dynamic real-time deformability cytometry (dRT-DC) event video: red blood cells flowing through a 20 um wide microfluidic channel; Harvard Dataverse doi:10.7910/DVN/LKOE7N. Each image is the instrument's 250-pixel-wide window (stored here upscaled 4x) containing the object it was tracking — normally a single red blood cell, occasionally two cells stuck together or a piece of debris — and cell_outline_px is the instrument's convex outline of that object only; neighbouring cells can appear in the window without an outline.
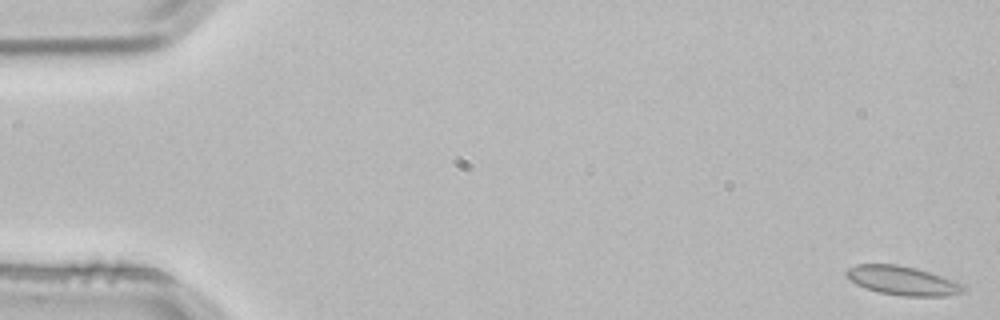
{"species": "common noctule bat (a hibernating species)", "species_latin": "Nyctalus noctula", "temperature_condition": "room temperature", "stored_images_in_passage": 3, "camera_frame_rate_fps": 3000, "um_per_image_px": 0.085, "animal": {"sex": "male", "body_mass_g": 21.5, "forearm_length_mm": 52.0}, "frame": {"image": 1, "passage_image": 1, "time_ms": 0.0, "image_size_px": [1000, 320], "cell_outline_px": [[964, 292], [944, 296], [904, 296], [880, 292], [856, 284], [848, 280], [844, 276], [844, 272], [848, 268], [856, 264], [900, 264], [916, 268], [956, 280], [964, 284]], "centroid_in_image_um": [76.7, 23.84], "position_along_channel_um": 8.3, "area_um2": 19.94}}